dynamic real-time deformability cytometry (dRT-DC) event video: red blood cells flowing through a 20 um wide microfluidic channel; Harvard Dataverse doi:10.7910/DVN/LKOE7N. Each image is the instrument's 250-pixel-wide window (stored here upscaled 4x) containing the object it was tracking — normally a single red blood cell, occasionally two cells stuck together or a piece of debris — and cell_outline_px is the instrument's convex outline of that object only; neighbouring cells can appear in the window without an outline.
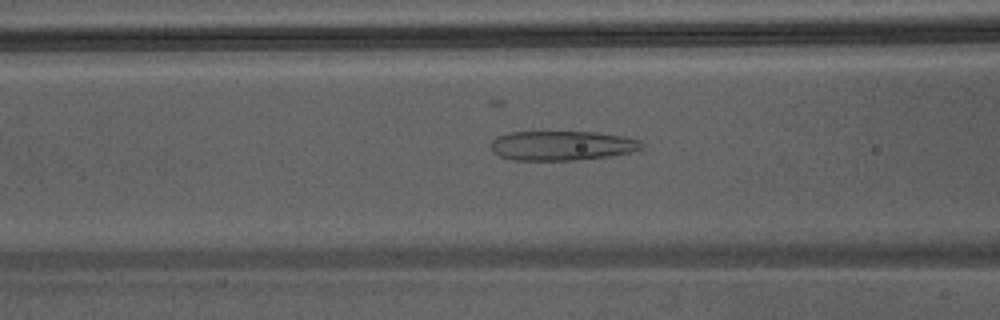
{"species": "Egyptian fruit bat (a non-hibernating species)", "species_latin": "Rousettus aegyptiacus", "temperature_condition": "warm", "stored_images_in_passage": 47, "camera_frame_rate_fps": 3000, "um_per_image_px": 0.085, "animal": {"sex": "male"}, "frame": {"image": 1, "passage_image": 20, "time_ms": 6.333, "image_size_px": [1000, 320], "cell_outline_px": [[644, 148], [632, 152], [608, 156], [576, 160], [512, 160], [500, 156], [492, 152], [492, 140], [508, 132], [596, 132], [624, 136], [640, 140], [644, 144]], "centroid_in_image_um": [47.8, 12.38], "position_along_channel_um": 118.8, "area_um2": 26.01}}
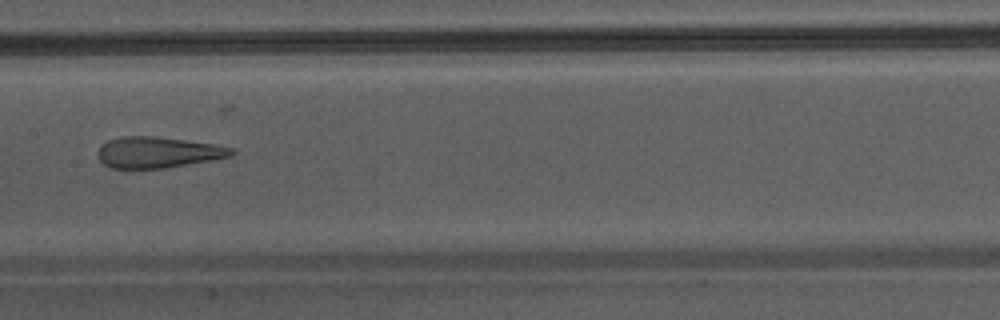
{"frame": {"image": 2, "passage_image": 25, "time_ms": 8.0, "image_size_px": [1000, 320], "cell_outline_px": [[236, 152], [232, 156], [212, 160], [164, 168], [112, 168], [104, 164], [96, 156], [96, 152], [100, 144], [108, 140], [120, 136], [156, 136], [212, 144], [236, 148]], "centroid_in_image_um": [13.39, 12.94], "position_along_channel_um": 194.0, "area_um2": 24.33}}
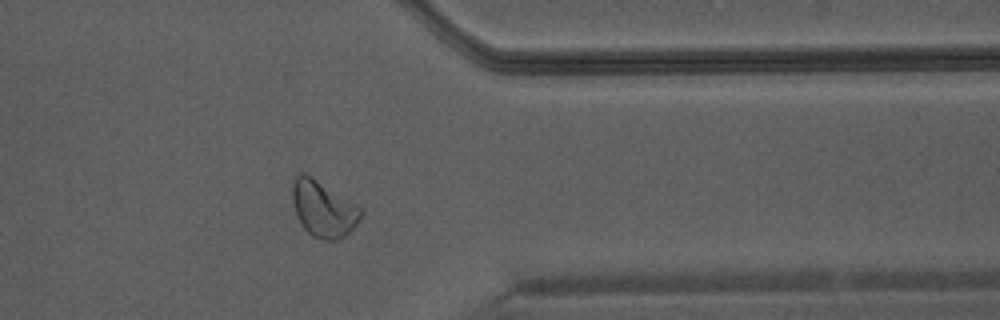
{"frame": {"image": 3, "passage_image": 39, "time_ms": 12.667, "image_size_px": [1000, 320], "cell_outline_px": [[364, 212], [356, 224], [344, 236], [336, 240], [324, 240], [312, 236], [304, 228], [296, 212], [292, 200], [292, 184], [296, 176], [304, 172], [312, 176], [360, 204], [364, 208]], "centroid_in_image_um": [27.53, 17.72], "position_along_channel_um": 383.9, "area_um2": 22.66}}